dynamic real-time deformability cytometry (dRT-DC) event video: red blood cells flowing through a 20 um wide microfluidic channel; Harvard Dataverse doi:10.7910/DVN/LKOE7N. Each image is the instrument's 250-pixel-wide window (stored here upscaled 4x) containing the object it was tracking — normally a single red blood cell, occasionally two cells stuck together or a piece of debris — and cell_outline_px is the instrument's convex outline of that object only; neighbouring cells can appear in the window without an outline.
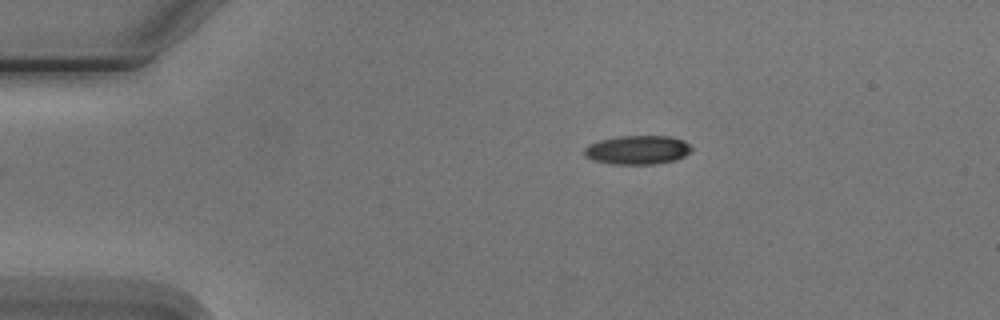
{"species": "Egyptian fruit bat (a non-hibernating species)", "species_latin": "Rousettus aegyptiacus", "temperature_condition": "cold", "stored_images_in_passage": 2, "camera_frame_rate_fps": 3000, "um_per_image_px": 0.085, "animal": {"sex": "male"}, "frame": {"image": 1, "passage_image": 1, "time_ms": 0.0, "image_size_px": [1000, 320], "cell_outline_px": [[692, 148], [684, 156], [676, 160], [652, 164], [612, 164], [596, 160], [584, 156], [584, 148], [588, 144], [600, 140], [620, 136], [672, 136], [684, 140]], "centroid_in_image_um": [54.18, 12.73], "position_along_channel_um": 30.8, "area_um2": 17.98}}